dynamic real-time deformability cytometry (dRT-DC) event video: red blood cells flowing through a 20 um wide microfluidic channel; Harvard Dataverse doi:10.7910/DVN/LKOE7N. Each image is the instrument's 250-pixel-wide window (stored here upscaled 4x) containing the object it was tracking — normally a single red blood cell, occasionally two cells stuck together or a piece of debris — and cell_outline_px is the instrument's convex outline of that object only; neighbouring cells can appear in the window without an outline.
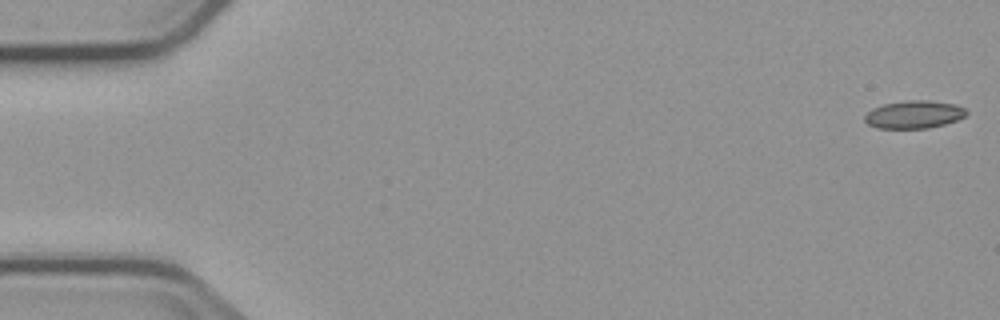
{"species": "common noctule bat (a hibernating species)", "species_latin": "Nyctalus noctula", "temperature_condition": "cold", "stored_images_in_passage": 6, "camera_frame_rate_fps": 3000, "um_per_image_px": 0.085, "animal": {"sex": "male", "body_mass_g": 23.1, "forearm_length_mm": 52.7}, "frame": {"image": 1, "passage_image": 6, "time_ms": 6.0, "image_size_px": [1000, 320], "cell_outline_px": [[968, 112], [964, 116], [956, 120], [944, 124], [928, 128], [876, 128], [868, 124], [864, 120], [864, 116], [872, 108], [884, 104], [908, 100], [928, 100], [956, 104], [964, 108]], "centroid_in_image_um": [77.68, 9.73], "position_along_channel_um": 7.3, "area_um2": 16.42}}